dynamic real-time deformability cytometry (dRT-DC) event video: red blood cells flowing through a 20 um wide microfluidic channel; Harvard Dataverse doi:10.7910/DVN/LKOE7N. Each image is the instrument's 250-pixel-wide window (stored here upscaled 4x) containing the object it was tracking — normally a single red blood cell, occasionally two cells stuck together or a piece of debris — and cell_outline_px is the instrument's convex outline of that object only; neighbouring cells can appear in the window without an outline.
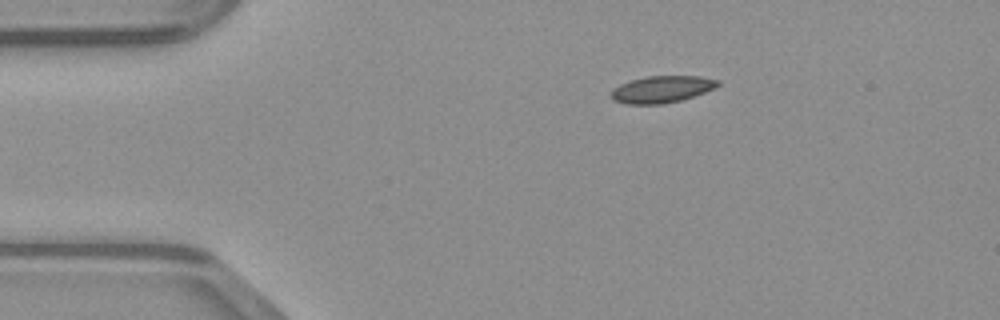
{"species": "common noctule bat (a hibernating species)", "species_latin": "Nyctalus noctula", "temperature_condition": "warm", "stored_images_in_passage": 41, "camera_frame_rate_fps": 3000, "um_per_image_px": 0.085, "animal": {"sex": "male", "body_mass_g": 23.1, "forearm_length_mm": 52.7}, "frame": {"image": 1, "passage_image": 1, "time_ms": 0.0, "image_size_px": [1000, 320], "cell_outline_px": [[720, 84], [704, 92], [680, 100], [664, 104], [628, 104], [612, 100], [612, 88], [620, 84], [632, 80], [648, 76], [700, 76], [720, 80]], "centroid_in_image_um": [56.24, 7.59], "position_along_channel_um": 28.8, "area_um2": 16.53}}
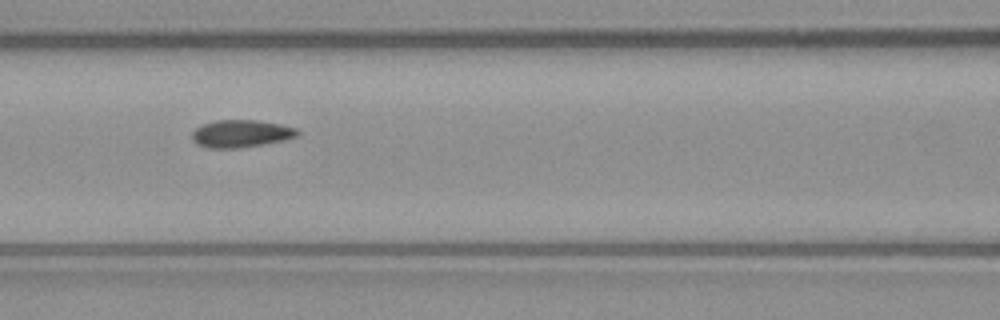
{"frame": {"image": 2, "passage_image": 13, "time_ms": 4.0, "image_size_px": [1000, 320], "cell_outline_px": [[300, 136], [284, 140], [264, 144], [240, 148], [208, 148], [196, 144], [192, 140], [192, 132], [200, 124], [216, 120], [256, 120], [280, 124], [296, 128], [300, 132]], "centroid_in_image_um": [20.48, 11.36], "position_along_channel_um": 146.1, "area_um2": 17.11}}
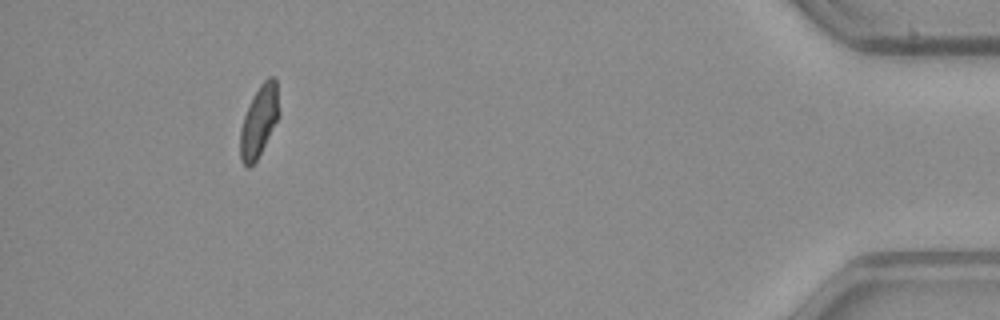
{"frame": {"image": 3, "passage_image": 37, "time_ms": 12.0, "image_size_px": [1000, 320], "cell_outline_px": [[280, 116], [256, 160], [248, 168], [240, 160], [240, 128], [244, 116], [260, 84], [268, 76], [272, 76], [276, 80], [280, 112]], "centroid_in_image_um": [22.03, 10.29], "position_along_channel_um": 413.2, "area_um2": 15.95}}